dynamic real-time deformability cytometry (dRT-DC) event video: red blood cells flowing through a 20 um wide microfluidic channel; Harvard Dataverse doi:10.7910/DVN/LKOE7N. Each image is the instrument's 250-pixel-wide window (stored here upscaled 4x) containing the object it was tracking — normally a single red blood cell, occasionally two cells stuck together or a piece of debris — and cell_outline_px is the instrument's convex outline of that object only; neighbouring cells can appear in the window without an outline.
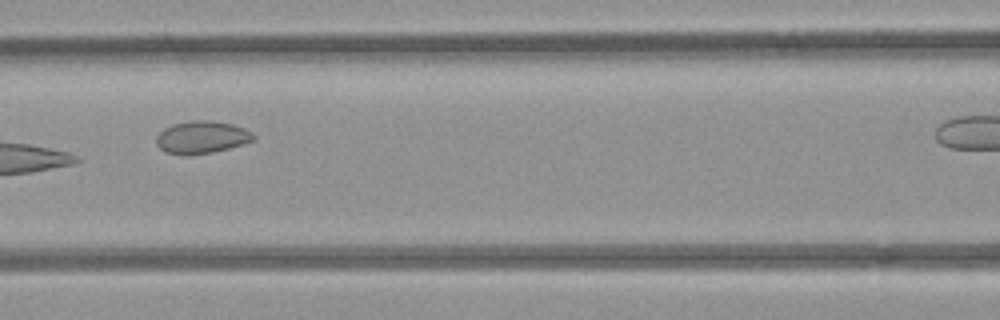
{"species": "common noctule bat (a hibernating species)", "species_latin": "Nyctalus noctula", "temperature_condition": "room temperature", "stored_images_in_passage": 8, "camera_frame_rate_fps": 3000, "um_per_image_px": 0.085, "animal": {"sex": "female", "body_mass_g": 21.9}, "frame": {"image": 1, "passage_image": 5, "time_ms": 4.667, "image_size_px": [1000, 320], "cell_outline_px": [[256, 140], [228, 148], [212, 152], [188, 156], [164, 152], [156, 144], [156, 136], [164, 128], [172, 124], [192, 120], [208, 120], [232, 124], [244, 128], [252, 132], [256, 136]], "centroid_in_image_um": [17.14, 11.67], "position_along_channel_um": 149.5, "area_um2": 18.55}}
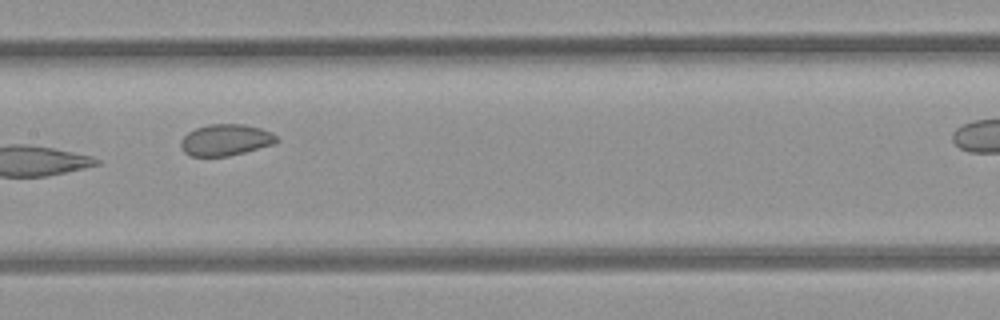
{"frame": {"image": 2, "passage_image": 6, "time_ms": 5.667, "image_size_px": [1000, 320], "cell_outline_px": [[280, 140], [272, 144], [244, 152], [228, 156], [192, 156], [184, 152], [180, 144], [180, 140], [188, 132], [196, 128], [208, 124], [244, 124], [260, 128], [272, 132]], "centroid_in_image_um": [19.17, 11.88], "position_along_channel_um": 188.2, "area_um2": 17.46}}